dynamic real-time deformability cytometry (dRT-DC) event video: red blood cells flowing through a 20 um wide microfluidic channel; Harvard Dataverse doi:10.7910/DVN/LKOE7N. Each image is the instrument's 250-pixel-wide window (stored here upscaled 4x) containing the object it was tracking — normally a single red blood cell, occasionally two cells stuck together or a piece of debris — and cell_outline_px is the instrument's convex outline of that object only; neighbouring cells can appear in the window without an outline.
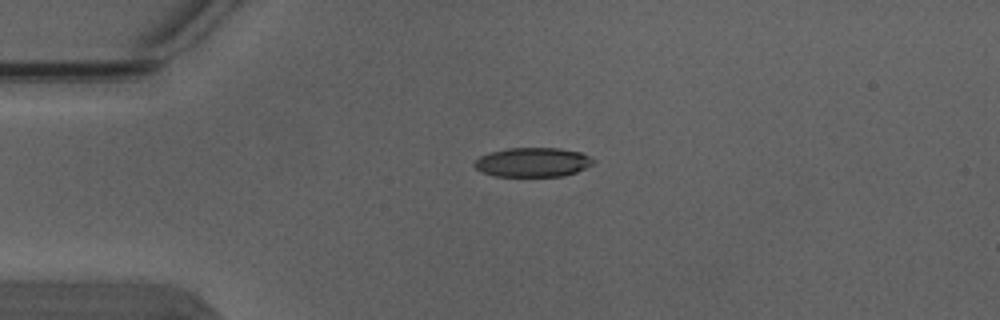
{"species": "Egyptian fruit bat (a non-hibernating species)", "species_latin": "Rousettus aegyptiacus", "temperature_condition": "warm", "stored_images_in_passage": 2, "camera_frame_rate_fps": 3000, "um_per_image_px": 0.085, "animal": {"sex": "male"}, "frame": {"image": 1, "passage_image": 1, "time_ms": 0.0, "image_size_px": [1000, 320], "cell_outline_px": [[596, 160], [592, 164], [576, 172], [564, 176], [492, 176], [476, 168], [472, 164], [480, 156], [488, 152], [508, 148], [560, 148], [584, 152]], "centroid_in_image_um": [45.3, 13.78], "position_along_channel_um": 39.7, "area_um2": 20.46}}